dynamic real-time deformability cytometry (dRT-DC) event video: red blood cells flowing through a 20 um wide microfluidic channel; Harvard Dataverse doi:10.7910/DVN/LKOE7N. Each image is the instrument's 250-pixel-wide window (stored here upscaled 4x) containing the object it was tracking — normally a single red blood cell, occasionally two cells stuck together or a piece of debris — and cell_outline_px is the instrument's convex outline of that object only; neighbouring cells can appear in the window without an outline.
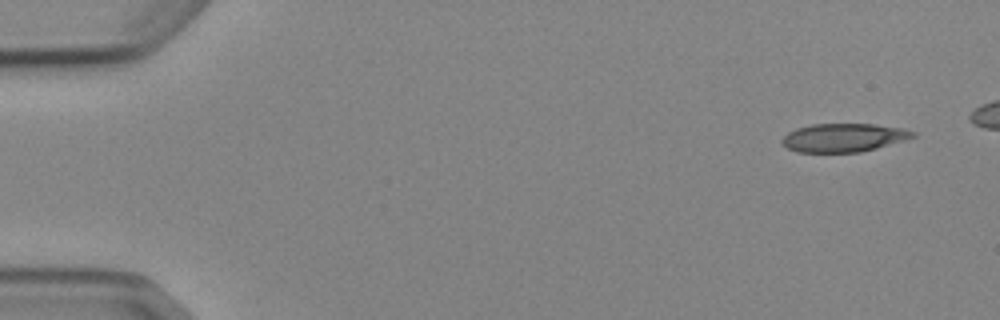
{"species": "Egyptian fruit bat (a non-hibernating species)", "species_latin": "Rousettus aegyptiacus", "temperature_condition": "cold", "stored_images_in_passage": 7, "camera_frame_rate_fps": 3000, "um_per_image_px": 0.085, "animal": {"sex": "female"}, "frame": {"image": 1, "passage_image": 1, "time_ms": 0.0, "image_size_px": [1000, 320], "cell_outline_px": [[916, 136], [904, 140], [876, 148], [860, 152], [796, 152], [788, 148], [780, 140], [788, 132], [796, 128], [812, 124], [872, 124], [904, 128], [916, 132]], "centroid_in_image_um": [71.71, 11.69], "position_along_channel_um": 13.3, "area_um2": 21.62}}
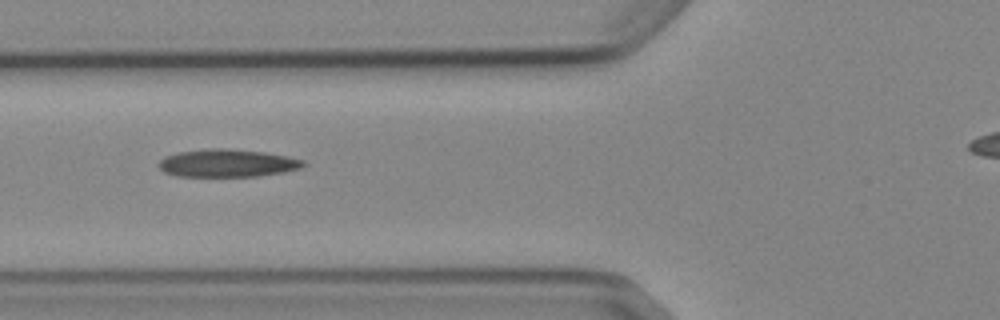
{"frame": {"image": 2, "passage_image": 5, "time_ms": 5.667, "image_size_px": [1000, 320], "cell_outline_px": [[308, 164], [300, 168], [284, 172], [260, 176], [176, 176], [164, 172], [156, 164], [164, 156], [180, 152], [208, 148], [224, 148], [264, 152], [288, 156], [304, 160]], "centroid_in_image_um": [19.33, 13.86], "position_along_channel_um": 106.5, "area_um2": 23.52}}